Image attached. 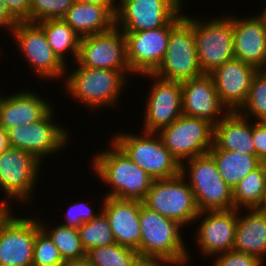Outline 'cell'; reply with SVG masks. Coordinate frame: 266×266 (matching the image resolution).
<instances>
[{"label":"cell","instance_id":"6da1fadb","mask_svg":"<svg viewBox=\"0 0 266 266\" xmlns=\"http://www.w3.org/2000/svg\"><path fill=\"white\" fill-rule=\"evenodd\" d=\"M112 147L99 151L90 164L93 172L112 187L105 197L143 201L154 178L135 164L124 150L111 139ZM111 148V149H110Z\"/></svg>","mask_w":266,"mask_h":266},{"label":"cell","instance_id":"7a4b0ae2","mask_svg":"<svg viewBox=\"0 0 266 266\" xmlns=\"http://www.w3.org/2000/svg\"><path fill=\"white\" fill-rule=\"evenodd\" d=\"M139 223L140 256L159 258L171 266L188 264L190 252L182 240V225L150 210L141 201Z\"/></svg>","mask_w":266,"mask_h":266},{"label":"cell","instance_id":"3957f363","mask_svg":"<svg viewBox=\"0 0 266 266\" xmlns=\"http://www.w3.org/2000/svg\"><path fill=\"white\" fill-rule=\"evenodd\" d=\"M68 65L62 79L64 91L76 102L86 105L90 110L103 107H117L122 89L128 82V76L121 71L108 69H93L77 64L74 71H69ZM71 72V73H70ZM69 74V75H68Z\"/></svg>","mask_w":266,"mask_h":266},{"label":"cell","instance_id":"277c9868","mask_svg":"<svg viewBox=\"0 0 266 266\" xmlns=\"http://www.w3.org/2000/svg\"><path fill=\"white\" fill-rule=\"evenodd\" d=\"M181 174L186 177L200 212L234 209L232 189L209 153L185 160Z\"/></svg>","mask_w":266,"mask_h":266},{"label":"cell","instance_id":"5b68a950","mask_svg":"<svg viewBox=\"0 0 266 266\" xmlns=\"http://www.w3.org/2000/svg\"><path fill=\"white\" fill-rule=\"evenodd\" d=\"M233 14L203 20L184 13V18L192 25L196 41L199 67L203 74H211L216 68L234 58ZM202 19V20H201Z\"/></svg>","mask_w":266,"mask_h":266},{"label":"cell","instance_id":"8992f818","mask_svg":"<svg viewBox=\"0 0 266 266\" xmlns=\"http://www.w3.org/2000/svg\"><path fill=\"white\" fill-rule=\"evenodd\" d=\"M182 12L171 20L166 54L153 73L160 78L178 82L203 75L198 63L193 27Z\"/></svg>","mask_w":266,"mask_h":266},{"label":"cell","instance_id":"52a82bcc","mask_svg":"<svg viewBox=\"0 0 266 266\" xmlns=\"http://www.w3.org/2000/svg\"><path fill=\"white\" fill-rule=\"evenodd\" d=\"M121 132L112 139L124 150L130 159L152 178L168 179L181 174L182 164L164 146L158 133L141 134Z\"/></svg>","mask_w":266,"mask_h":266},{"label":"cell","instance_id":"ba28073f","mask_svg":"<svg viewBox=\"0 0 266 266\" xmlns=\"http://www.w3.org/2000/svg\"><path fill=\"white\" fill-rule=\"evenodd\" d=\"M142 203L150 210L177 221L183 227L195 223L200 213L193 191L182 174L154 180Z\"/></svg>","mask_w":266,"mask_h":266},{"label":"cell","instance_id":"9c48e42d","mask_svg":"<svg viewBox=\"0 0 266 266\" xmlns=\"http://www.w3.org/2000/svg\"><path fill=\"white\" fill-rule=\"evenodd\" d=\"M42 162L25 150L9 147L0 154V189L6 195L5 200L29 203L37 184ZM39 172V173H38ZM32 195V196H31ZM9 198V199H8ZM8 200V201H7ZM29 201V202H28Z\"/></svg>","mask_w":266,"mask_h":266},{"label":"cell","instance_id":"30bf717a","mask_svg":"<svg viewBox=\"0 0 266 266\" xmlns=\"http://www.w3.org/2000/svg\"><path fill=\"white\" fill-rule=\"evenodd\" d=\"M158 135L182 164L187 159L208 153L214 144V124L203 118L181 115Z\"/></svg>","mask_w":266,"mask_h":266},{"label":"cell","instance_id":"8fae6325","mask_svg":"<svg viewBox=\"0 0 266 266\" xmlns=\"http://www.w3.org/2000/svg\"><path fill=\"white\" fill-rule=\"evenodd\" d=\"M11 35L38 78L54 81L65 75L67 65L54 53L38 23L17 22Z\"/></svg>","mask_w":266,"mask_h":266},{"label":"cell","instance_id":"7c38bea8","mask_svg":"<svg viewBox=\"0 0 266 266\" xmlns=\"http://www.w3.org/2000/svg\"><path fill=\"white\" fill-rule=\"evenodd\" d=\"M54 108L41 120L7 130L9 145L31 153L42 163L44 157L61 151L69 143L68 130L54 122ZM61 149V150H60ZM50 155V156H49Z\"/></svg>","mask_w":266,"mask_h":266},{"label":"cell","instance_id":"4fadbf2b","mask_svg":"<svg viewBox=\"0 0 266 266\" xmlns=\"http://www.w3.org/2000/svg\"><path fill=\"white\" fill-rule=\"evenodd\" d=\"M75 64L121 71L125 76L129 72L133 75L127 62L125 34L116 26L103 33L81 37Z\"/></svg>","mask_w":266,"mask_h":266},{"label":"cell","instance_id":"5bb4252c","mask_svg":"<svg viewBox=\"0 0 266 266\" xmlns=\"http://www.w3.org/2000/svg\"><path fill=\"white\" fill-rule=\"evenodd\" d=\"M183 0H118L115 26L123 32L161 28L181 10Z\"/></svg>","mask_w":266,"mask_h":266},{"label":"cell","instance_id":"9a60e30c","mask_svg":"<svg viewBox=\"0 0 266 266\" xmlns=\"http://www.w3.org/2000/svg\"><path fill=\"white\" fill-rule=\"evenodd\" d=\"M140 76L154 80L146 98L142 131L158 133L182 115L181 82L166 80L153 73Z\"/></svg>","mask_w":266,"mask_h":266},{"label":"cell","instance_id":"2e32d148","mask_svg":"<svg viewBox=\"0 0 266 266\" xmlns=\"http://www.w3.org/2000/svg\"><path fill=\"white\" fill-rule=\"evenodd\" d=\"M13 215L0 229V266H32L35 237L41 229L40 220Z\"/></svg>","mask_w":266,"mask_h":266},{"label":"cell","instance_id":"e0dca14e","mask_svg":"<svg viewBox=\"0 0 266 266\" xmlns=\"http://www.w3.org/2000/svg\"><path fill=\"white\" fill-rule=\"evenodd\" d=\"M170 32L171 21L161 28L124 32L127 62L134 75L156 71L166 54Z\"/></svg>","mask_w":266,"mask_h":266},{"label":"cell","instance_id":"ac0fdd59","mask_svg":"<svg viewBox=\"0 0 266 266\" xmlns=\"http://www.w3.org/2000/svg\"><path fill=\"white\" fill-rule=\"evenodd\" d=\"M196 221L200 224L194 237L202 254L213 257L232 251L238 221L237 209L200 212Z\"/></svg>","mask_w":266,"mask_h":266},{"label":"cell","instance_id":"d6986e66","mask_svg":"<svg viewBox=\"0 0 266 266\" xmlns=\"http://www.w3.org/2000/svg\"><path fill=\"white\" fill-rule=\"evenodd\" d=\"M257 72L256 67L233 58L210 74L219 99L229 112L238 111L245 103Z\"/></svg>","mask_w":266,"mask_h":266},{"label":"cell","instance_id":"ffe728a7","mask_svg":"<svg viewBox=\"0 0 266 266\" xmlns=\"http://www.w3.org/2000/svg\"><path fill=\"white\" fill-rule=\"evenodd\" d=\"M181 86L182 115L203 118L216 125L229 112L221 103L210 74L185 80Z\"/></svg>","mask_w":266,"mask_h":266},{"label":"cell","instance_id":"44dd1931","mask_svg":"<svg viewBox=\"0 0 266 266\" xmlns=\"http://www.w3.org/2000/svg\"><path fill=\"white\" fill-rule=\"evenodd\" d=\"M233 17L234 58L256 67L266 68V23L259 14Z\"/></svg>","mask_w":266,"mask_h":266},{"label":"cell","instance_id":"7402d4cb","mask_svg":"<svg viewBox=\"0 0 266 266\" xmlns=\"http://www.w3.org/2000/svg\"><path fill=\"white\" fill-rule=\"evenodd\" d=\"M102 200V211L109 220L115 242L135 249L140 256V201L116 197Z\"/></svg>","mask_w":266,"mask_h":266},{"label":"cell","instance_id":"603a6c76","mask_svg":"<svg viewBox=\"0 0 266 266\" xmlns=\"http://www.w3.org/2000/svg\"><path fill=\"white\" fill-rule=\"evenodd\" d=\"M32 91H18L3 97L0 95V126L6 131L39 121L53 109L47 99L37 95V91Z\"/></svg>","mask_w":266,"mask_h":266},{"label":"cell","instance_id":"cb8c5ba5","mask_svg":"<svg viewBox=\"0 0 266 266\" xmlns=\"http://www.w3.org/2000/svg\"><path fill=\"white\" fill-rule=\"evenodd\" d=\"M211 149L255 154L252 122L237 111L228 112L214 125V144Z\"/></svg>","mask_w":266,"mask_h":266},{"label":"cell","instance_id":"d4e9b609","mask_svg":"<svg viewBox=\"0 0 266 266\" xmlns=\"http://www.w3.org/2000/svg\"><path fill=\"white\" fill-rule=\"evenodd\" d=\"M240 211L238 210L232 250L253 255L264 261L266 257V212L260 209H244L247 212L244 215Z\"/></svg>","mask_w":266,"mask_h":266},{"label":"cell","instance_id":"484cf974","mask_svg":"<svg viewBox=\"0 0 266 266\" xmlns=\"http://www.w3.org/2000/svg\"><path fill=\"white\" fill-rule=\"evenodd\" d=\"M62 19L80 37L103 33L115 26V16L106 7L78 1Z\"/></svg>","mask_w":266,"mask_h":266},{"label":"cell","instance_id":"4316f807","mask_svg":"<svg viewBox=\"0 0 266 266\" xmlns=\"http://www.w3.org/2000/svg\"><path fill=\"white\" fill-rule=\"evenodd\" d=\"M208 153L213 157L219 174L232 190L248 173L263 163L255 154L222 149H210Z\"/></svg>","mask_w":266,"mask_h":266},{"label":"cell","instance_id":"83f0119b","mask_svg":"<svg viewBox=\"0 0 266 266\" xmlns=\"http://www.w3.org/2000/svg\"><path fill=\"white\" fill-rule=\"evenodd\" d=\"M42 27L46 36L47 42L57 55V57L64 63L65 58L69 52L72 54V59L76 62L79 53L80 36L67 24L62 18L46 19L38 22Z\"/></svg>","mask_w":266,"mask_h":266},{"label":"cell","instance_id":"f1b7e54d","mask_svg":"<svg viewBox=\"0 0 266 266\" xmlns=\"http://www.w3.org/2000/svg\"><path fill=\"white\" fill-rule=\"evenodd\" d=\"M266 192V163L248 173L232 190L234 208L259 209Z\"/></svg>","mask_w":266,"mask_h":266},{"label":"cell","instance_id":"f546056e","mask_svg":"<svg viewBox=\"0 0 266 266\" xmlns=\"http://www.w3.org/2000/svg\"><path fill=\"white\" fill-rule=\"evenodd\" d=\"M40 225L58 248L64 262L86 259V251L82 246L78 229L61 224L55 225L54 228H49L45 226L46 223H43L42 220Z\"/></svg>","mask_w":266,"mask_h":266},{"label":"cell","instance_id":"4dcf8cb0","mask_svg":"<svg viewBox=\"0 0 266 266\" xmlns=\"http://www.w3.org/2000/svg\"><path fill=\"white\" fill-rule=\"evenodd\" d=\"M137 256L135 249L118 243L95 247L86 252V260L91 266H130Z\"/></svg>","mask_w":266,"mask_h":266},{"label":"cell","instance_id":"1f68e13d","mask_svg":"<svg viewBox=\"0 0 266 266\" xmlns=\"http://www.w3.org/2000/svg\"><path fill=\"white\" fill-rule=\"evenodd\" d=\"M78 231L82 246L86 252L95 247L116 243L109 220L103 211L93 220L83 223L78 228Z\"/></svg>","mask_w":266,"mask_h":266},{"label":"cell","instance_id":"d6a6232c","mask_svg":"<svg viewBox=\"0 0 266 266\" xmlns=\"http://www.w3.org/2000/svg\"><path fill=\"white\" fill-rule=\"evenodd\" d=\"M240 115L256 121H266V71L258 70L253 77L247 99L237 111Z\"/></svg>","mask_w":266,"mask_h":266},{"label":"cell","instance_id":"836d02e7","mask_svg":"<svg viewBox=\"0 0 266 266\" xmlns=\"http://www.w3.org/2000/svg\"><path fill=\"white\" fill-rule=\"evenodd\" d=\"M64 264L58 248L41 228L35 237L32 266H63Z\"/></svg>","mask_w":266,"mask_h":266},{"label":"cell","instance_id":"e575fe53","mask_svg":"<svg viewBox=\"0 0 266 266\" xmlns=\"http://www.w3.org/2000/svg\"><path fill=\"white\" fill-rule=\"evenodd\" d=\"M75 0H30L29 22L62 18Z\"/></svg>","mask_w":266,"mask_h":266},{"label":"cell","instance_id":"d590c367","mask_svg":"<svg viewBox=\"0 0 266 266\" xmlns=\"http://www.w3.org/2000/svg\"><path fill=\"white\" fill-rule=\"evenodd\" d=\"M67 209L65 215V220L63 223H59L63 226L78 229L83 223L89 222L96 218L102 211V205L98 209L99 212L92 210L87 202H76L72 203Z\"/></svg>","mask_w":266,"mask_h":266},{"label":"cell","instance_id":"8d00e7d4","mask_svg":"<svg viewBox=\"0 0 266 266\" xmlns=\"http://www.w3.org/2000/svg\"><path fill=\"white\" fill-rule=\"evenodd\" d=\"M212 266H262L264 262L253 255L243 252L228 251L214 256Z\"/></svg>","mask_w":266,"mask_h":266},{"label":"cell","instance_id":"74e56055","mask_svg":"<svg viewBox=\"0 0 266 266\" xmlns=\"http://www.w3.org/2000/svg\"><path fill=\"white\" fill-rule=\"evenodd\" d=\"M252 140L255 147V155L266 163V121L252 123Z\"/></svg>","mask_w":266,"mask_h":266},{"label":"cell","instance_id":"f35d334b","mask_svg":"<svg viewBox=\"0 0 266 266\" xmlns=\"http://www.w3.org/2000/svg\"><path fill=\"white\" fill-rule=\"evenodd\" d=\"M7 12L16 22H29L30 0H2Z\"/></svg>","mask_w":266,"mask_h":266},{"label":"cell","instance_id":"ab89813d","mask_svg":"<svg viewBox=\"0 0 266 266\" xmlns=\"http://www.w3.org/2000/svg\"><path fill=\"white\" fill-rule=\"evenodd\" d=\"M16 21L9 15L2 0H0V28H6L11 34Z\"/></svg>","mask_w":266,"mask_h":266},{"label":"cell","instance_id":"60d3db41","mask_svg":"<svg viewBox=\"0 0 266 266\" xmlns=\"http://www.w3.org/2000/svg\"><path fill=\"white\" fill-rule=\"evenodd\" d=\"M130 266H171L166 261L154 257L137 256Z\"/></svg>","mask_w":266,"mask_h":266},{"label":"cell","instance_id":"b9f144b4","mask_svg":"<svg viewBox=\"0 0 266 266\" xmlns=\"http://www.w3.org/2000/svg\"><path fill=\"white\" fill-rule=\"evenodd\" d=\"M75 1L106 7L114 16L116 15L118 9V3H117L118 0H75Z\"/></svg>","mask_w":266,"mask_h":266},{"label":"cell","instance_id":"7bdbcfd3","mask_svg":"<svg viewBox=\"0 0 266 266\" xmlns=\"http://www.w3.org/2000/svg\"><path fill=\"white\" fill-rule=\"evenodd\" d=\"M10 209V204L0 202V229L5 221L13 214Z\"/></svg>","mask_w":266,"mask_h":266},{"label":"cell","instance_id":"ee69618b","mask_svg":"<svg viewBox=\"0 0 266 266\" xmlns=\"http://www.w3.org/2000/svg\"><path fill=\"white\" fill-rule=\"evenodd\" d=\"M10 147L7 131L0 126V154Z\"/></svg>","mask_w":266,"mask_h":266},{"label":"cell","instance_id":"f6af8a7d","mask_svg":"<svg viewBox=\"0 0 266 266\" xmlns=\"http://www.w3.org/2000/svg\"><path fill=\"white\" fill-rule=\"evenodd\" d=\"M63 266H91L86 259L80 261H68Z\"/></svg>","mask_w":266,"mask_h":266},{"label":"cell","instance_id":"bcb514c9","mask_svg":"<svg viewBox=\"0 0 266 266\" xmlns=\"http://www.w3.org/2000/svg\"><path fill=\"white\" fill-rule=\"evenodd\" d=\"M261 211L266 212V192H265V197L264 200L259 208Z\"/></svg>","mask_w":266,"mask_h":266},{"label":"cell","instance_id":"7dc6e473","mask_svg":"<svg viewBox=\"0 0 266 266\" xmlns=\"http://www.w3.org/2000/svg\"><path fill=\"white\" fill-rule=\"evenodd\" d=\"M259 15L263 18L264 22L266 23V5L264 6L263 11L259 13Z\"/></svg>","mask_w":266,"mask_h":266}]
</instances>
